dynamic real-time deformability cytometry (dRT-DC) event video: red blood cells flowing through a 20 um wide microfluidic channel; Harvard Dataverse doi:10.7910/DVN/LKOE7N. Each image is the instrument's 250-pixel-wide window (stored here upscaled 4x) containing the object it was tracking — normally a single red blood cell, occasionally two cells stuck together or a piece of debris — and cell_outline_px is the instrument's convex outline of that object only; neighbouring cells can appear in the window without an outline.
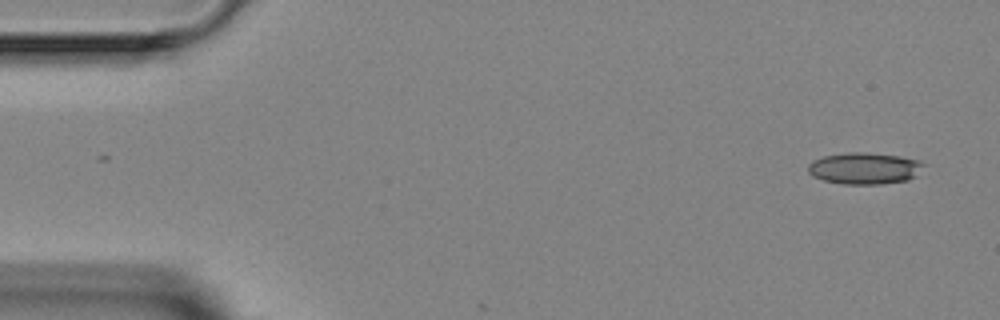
{"species": "Egyptian fruit bat (a non-hibernating species)", "species_latin": "Rousettus aegyptiacus", "temperature_condition": "room temperature", "stored_images_in_passage": 4, "camera_frame_rate_fps": 3000, "um_per_image_px": 0.085, "animal": {"sex": "female"}, "frame": {"image": 1, "passage_image": 1, "time_ms": 0.0, "image_size_px": [1000, 320], "cell_outline_px": [[928, 164], [916, 176], [908, 180], [880, 184], [844, 184], [824, 180], [812, 176], [808, 172], [808, 164], [812, 160], [824, 156], [848, 152], [864, 152], [900, 156], [920, 160]], "centroid_in_image_um": [73.52, 14.3], "position_along_channel_um": 11.5, "area_um2": 21.56}}
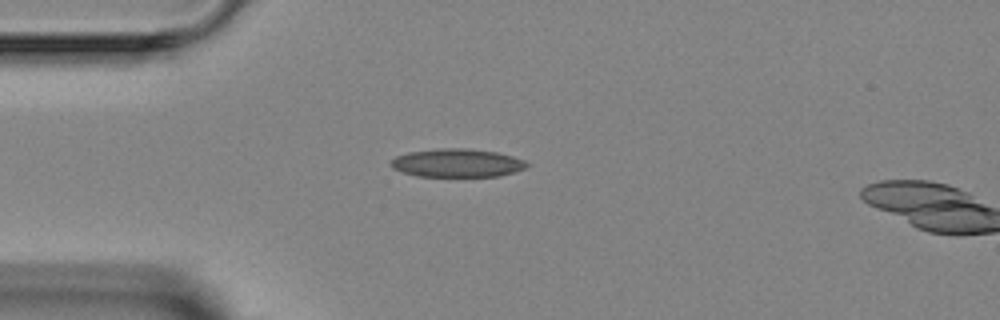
{"frame": {"image": 2, "passage_image": 3, "time_ms": 3.333, "image_size_px": [1000, 320], "cell_outline_px": [[532, 164], [524, 168], [500, 176], [416, 176], [392, 168], [388, 164], [396, 156], [408, 152], [440, 148], [464, 148], [496, 152], [512, 156], [524, 160]], "centroid_in_image_um": [38.84, 13.85], "position_along_channel_um": 46.2, "area_um2": 22.37}}